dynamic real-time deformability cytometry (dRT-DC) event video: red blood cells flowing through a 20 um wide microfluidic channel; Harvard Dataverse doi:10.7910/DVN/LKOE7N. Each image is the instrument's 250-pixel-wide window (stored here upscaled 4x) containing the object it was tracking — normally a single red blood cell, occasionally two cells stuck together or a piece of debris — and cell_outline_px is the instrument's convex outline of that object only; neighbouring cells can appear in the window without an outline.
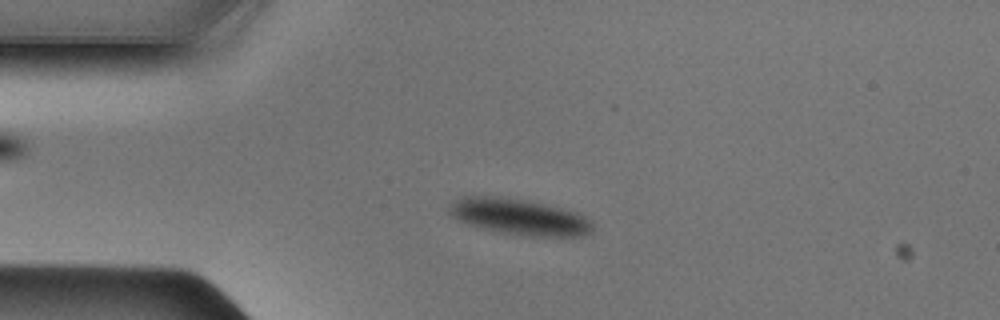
{"species": "Egyptian fruit bat (a non-hibernating species)", "species_latin": "Rousettus aegyptiacus", "temperature_condition": "cold", "stored_images_in_passage": 48, "camera_frame_rate_fps": 3000, "um_per_image_px": 0.085, "animal": {"sex": "male"}, "frame": {"image": 1, "passage_image": 10, "time_ms": 3.0, "image_size_px": [1000, 320], "cell_outline_px": [[592, 232], [584, 236], [532, 236], [504, 232], [484, 228], [468, 224], [452, 216], [448, 212], [452, 204], [460, 196], [500, 196], [528, 200], [580, 212], [592, 220]], "centroid_in_image_um": [44.21, 18.41], "position_along_channel_um": 40.8, "area_um2": 30.11}}
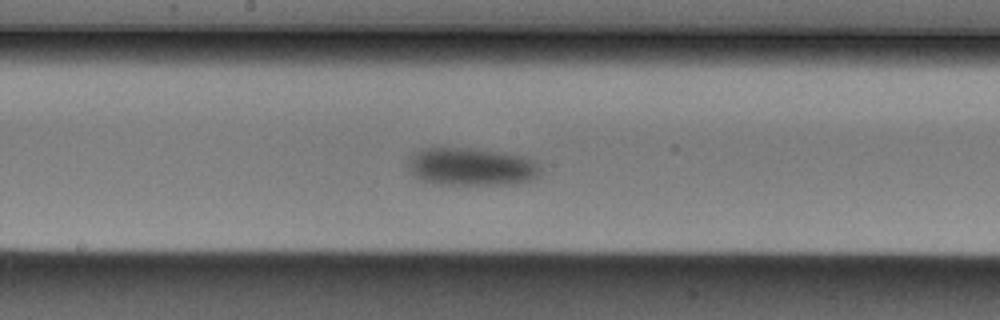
{"frame": {"image": 2, "passage_image": 24, "time_ms": 7.667, "image_size_px": [1000, 320], "cell_outline_px": [[540, 176], [532, 180], [516, 184], [440, 184], [424, 180], [412, 176], [408, 168], [408, 160], [416, 152], [424, 148], [472, 148], [528, 156], [536, 160], [540, 164]], "centroid_in_image_um": [40.14, 14.17], "position_along_channel_um": 208.1, "area_um2": 29.48}}
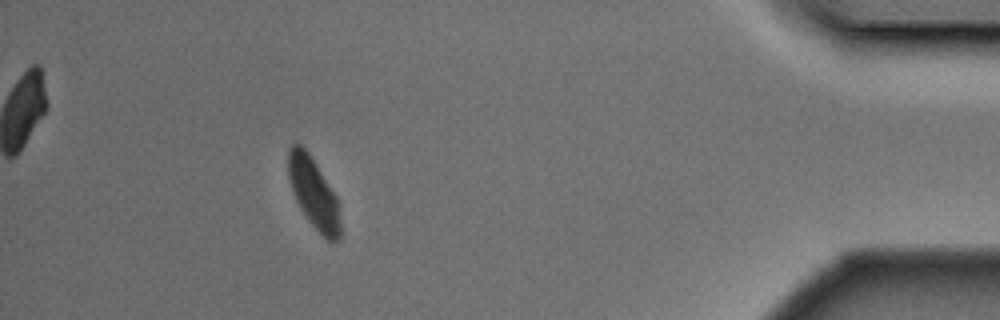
{"frame": {"image": 3, "passage_image": 43, "time_ms": 14.0, "image_size_px": [1000, 320], "cell_outline_px": [[340, 236], [336, 240], [328, 240], [308, 220], [300, 208], [296, 200], [288, 176], [288, 148], [296, 140], [308, 152], [316, 164], [336, 196], [340, 204]], "centroid_in_image_um": [26.65, 16.37], "position_along_channel_um": 408.5, "area_um2": 21.21}}